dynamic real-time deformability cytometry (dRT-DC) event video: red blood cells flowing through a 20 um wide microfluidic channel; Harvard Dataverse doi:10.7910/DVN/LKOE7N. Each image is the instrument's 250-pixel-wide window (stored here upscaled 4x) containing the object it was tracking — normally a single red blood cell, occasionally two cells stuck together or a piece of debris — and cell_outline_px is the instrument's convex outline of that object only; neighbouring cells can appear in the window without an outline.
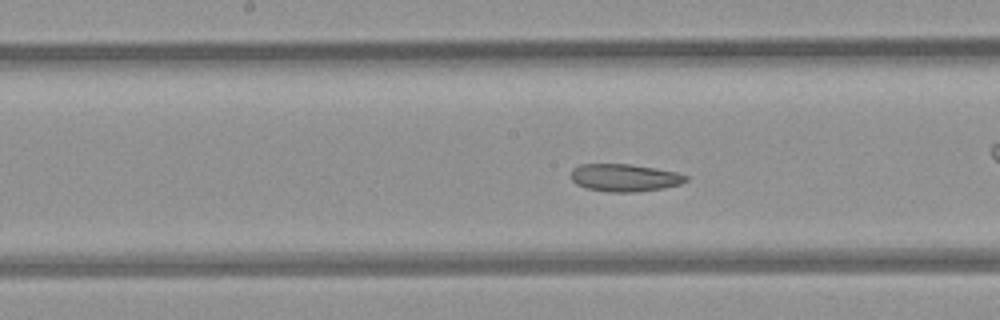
{"species": "common noctule bat (a hibernating species)", "species_latin": "Nyctalus noctula", "temperature_condition": "room temperature", "stored_images_in_passage": 46, "camera_frame_rate_fps": 3000, "um_per_image_px": 0.085, "animal": {"sex": "female", "body_mass_g": 21.9}, "frame": {"image": 1, "passage_image": 26, "time_ms": 8.333, "image_size_px": [1000, 320], "cell_outline_px": [[688, 180], [680, 184], [664, 188], [632, 192], [608, 192], [584, 188], [576, 184], [572, 180], [572, 168], [580, 164], [632, 164], [676, 172], [688, 176]], "centroid_in_image_um": [53.07, 15.1], "position_along_channel_um": 195.1, "area_um2": 18.5}, "authors_computed_cell_mechanics": {"area_um2": 20.0277, "velocity_mm_per_s": 3.9304, "shape_relaxation_time_tau1_ms": null, "shape_relaxation_time_tau2_ms": 6.9602, "deformation_change_tau1": null, "deformation_change_tau2": 0.1391}}